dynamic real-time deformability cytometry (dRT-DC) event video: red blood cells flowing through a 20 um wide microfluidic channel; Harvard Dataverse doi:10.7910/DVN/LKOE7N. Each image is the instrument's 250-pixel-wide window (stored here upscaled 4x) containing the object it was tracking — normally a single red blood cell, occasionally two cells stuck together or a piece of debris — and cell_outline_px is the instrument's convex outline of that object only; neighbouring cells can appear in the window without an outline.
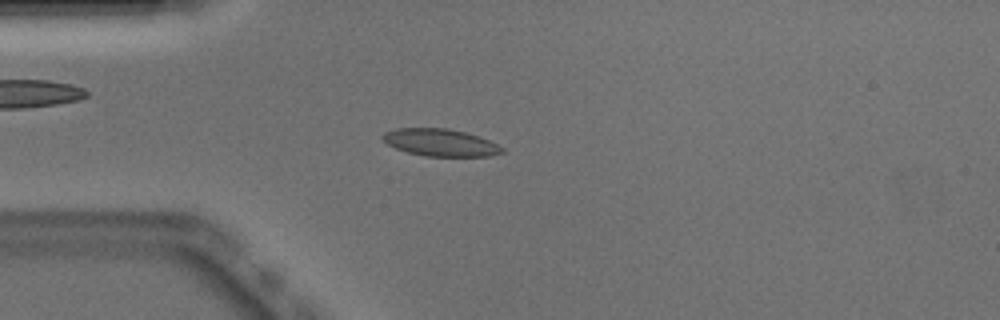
{"species": "Egyptian fruit bat (a non-hibernating species)", "species_latin": "Rousettus aegyptiacus", "temperature_condition": "warm", "stored_images_in_passage": 52, "camera_frame_rate_fps": 3000, "um_per_image_px": 0.085, "animal": {"sex": "male"}, "frame": {"image": 1, "passage_image": 14, "time_ms": 4.333, "image_size_px": [1000, 320], "cell_outline_px": [[504, 152], [488, 156], [424, 156], [408, 152], [396, 148], [388, 144], [380, 136], [384, 132], [396, 128], [448, 128], [480, 136], [504, 148]], "centroid_in_image_um": [37.42, 12.11], "position_along_channel_um": 47.6, "area_um2": 18.9}}
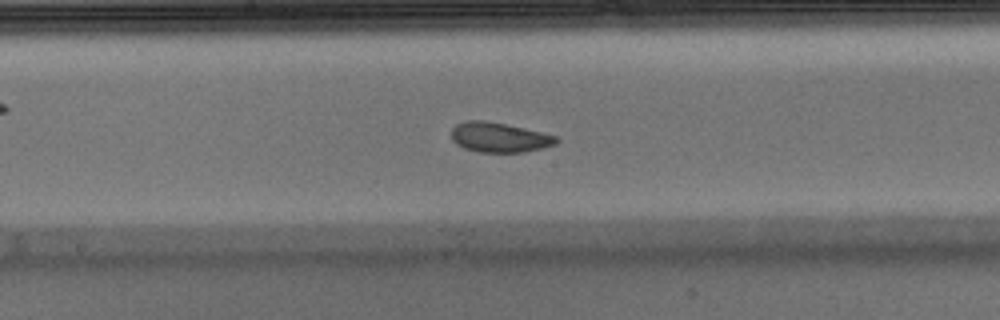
{"frame": {"image": 2, "passage_image": 27, "time_ms": 8.667, "image_size_px": [1000, 320], "cell_outline_px": [[560, 140], [556, 144], [544, 148], [524, 152], [480, 152], [464, 148], [456, 144], [452, 140], [452, 128], [456, 124], [464, 120], [484, 120], [504, 124], [540, 132], [556, 136]], "centroid_in_image_um": [42.42, 11.68], "position_along_channel_um": 205.8, "area_um2": 18.21}}
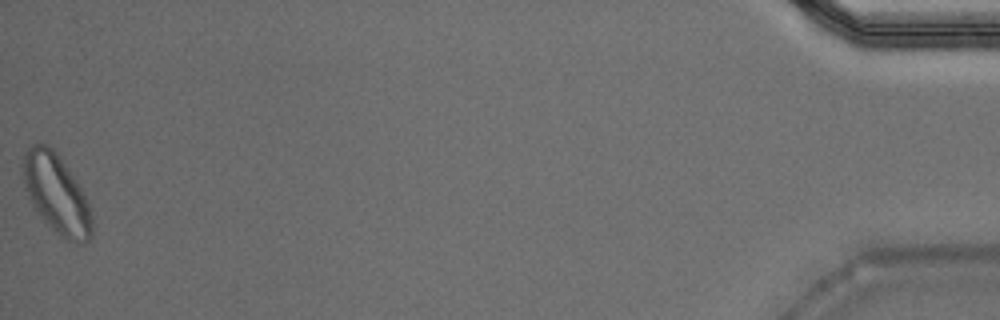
{"frame": {"image": 3, "passage_image": 52, "time_ms": 17.0, "image_size_px": [1000, 320], "cell_outline_px": [[92, 236], [84, 244], [80, 244], [68, 240], [52, 228], [36, 212], [24, 188], [20, 164], [24, 152], [32, 144], [40, 140], [48, 144], [56, 152], [68, 168], [76, 180], [88, 204], [92, 216]], "centroid_in_image_um": [4.75, 16.42], "position_along_channel_um": 430.5, "area_um2": 32.08}, "authors_computed_cell_mechanics": {"area_um2": 18.6116, "velocity_mm_per_s": 3.898, "shape_relaxation_time_tau1_ms": 3.5879, "shape_relaxation_time_tau2_ms": 2.3805, "deformation_change_tau1": 0.1227, "deformation_change_tau2": 0.082}}